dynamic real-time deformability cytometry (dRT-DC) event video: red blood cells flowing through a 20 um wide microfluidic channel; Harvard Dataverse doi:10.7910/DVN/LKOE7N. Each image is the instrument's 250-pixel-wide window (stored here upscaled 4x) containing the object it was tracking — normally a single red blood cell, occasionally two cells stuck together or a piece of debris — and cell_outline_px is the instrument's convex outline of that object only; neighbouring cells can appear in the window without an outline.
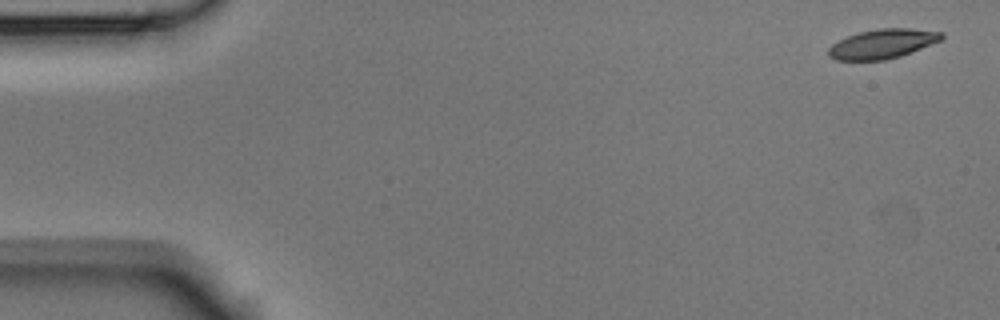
{"species": "Egyptian fruit bat (a non-hibernating species)", "species_latin": "Rousettus aegyptiacus", "temperature_condition": "room temperature", "stored_images_in_passage": 5, "camera_frame_rate_fps": 3000, "um_per_image_px": 0.085, "animal": {"sex": "male"}, "frame": {"image": 1, "passage_image": 1, "time_ms": 0.0, "image_size_px": [1000, 320], "cell_outline_px": [[944, 36], [940, 40], [912, 52], [900, 56], [884, 60], [836, 60], [828, 56], [828, 48], [832, 44], [848, 36], [860, 32], [880, 28], [912, 28], [944, 32]], "centroid_in_image_um": [75.02, 3.72], "position_along_channel_um": 10.0, "area_um2": 19.31}}
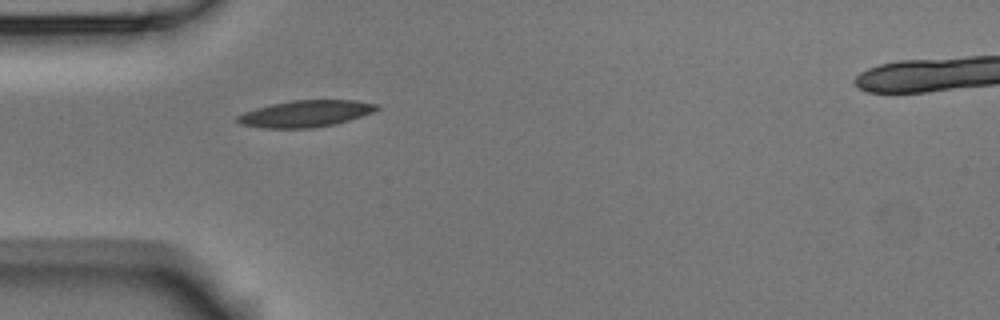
{"frame": {"image": 2, "passage_image": 5, "time_ms": 1.333, "image_size_px": [1000, 320], "cell_outline_px": [[380, 108], [372, 112], [336, 124], [312, 128], [260, 128], [240, 124], [236, 120], [236, 116], [244, 112], [256, 108], [272, 104], [292, 100], [356, 100], [380, 104]], "centroid_in_image_um": [25.97, 9.66], "position_along_channel_um": 59.0, "area_um2": 21.68}}